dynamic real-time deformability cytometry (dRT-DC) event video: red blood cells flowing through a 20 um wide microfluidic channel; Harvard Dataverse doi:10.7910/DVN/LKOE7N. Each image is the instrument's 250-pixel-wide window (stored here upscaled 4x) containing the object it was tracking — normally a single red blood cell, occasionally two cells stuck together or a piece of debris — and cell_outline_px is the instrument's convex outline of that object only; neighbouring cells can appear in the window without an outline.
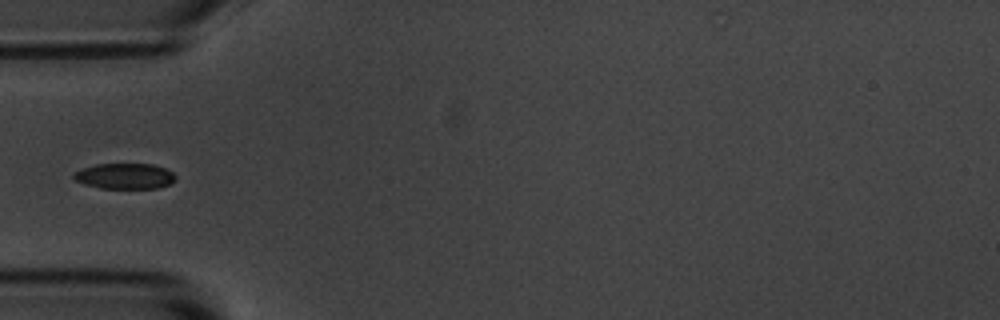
{"species": "common noctule bat (a hibernating species)", "species_latin": "Nyctalus noctula", "temperature_condition": "room temperature", "stored_images_in_passage": 7, "camera_frame_rate_fps": 3000, "um_per_image_px": 0.085, "animal": {"sex": "male", "body_mass_g": 20.1, "forearm_length_mm": 53.5}, "frame": {"image": 1, "passage_image": 4, "time_ms": 4.333, "image_size_px": [1000, 320], "cell_outline_px": [[176, 180], [172, 184], [160, 188], [100, 188], [84, 184], [76, 180], [72, 176], [72, 172], [96, 164], [152, 164], [164, 168], [172, 172], [176, 176]], "centroid_in_image_um": [10.63, 14.97], "position_along_channel_um": 74.4, "area_um2": 15.32}}
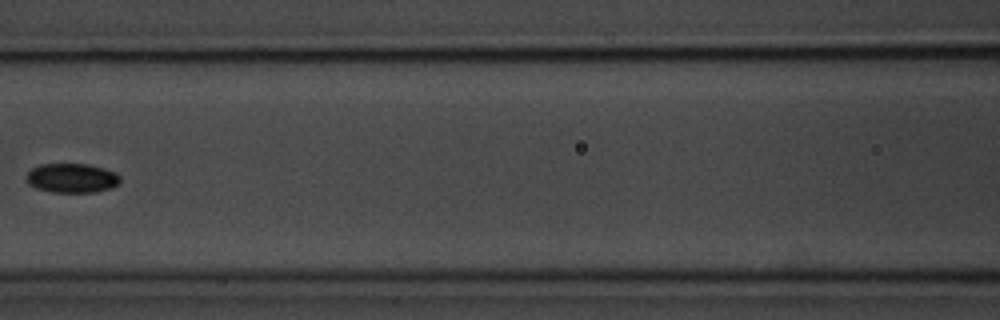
{"frame": {"image": 2, "passage_image": 6, "time_ms": 6.667, "image_size_px": [1000, 320], "cell_outline_px": [[120, 180], [112, 188], [96, 192], [52, 192], [36, 188], [28, 184], [24, 180], [24, 176], [32, 168], [40, 164], [88, 164], [104, 168], [116, 172], [120, 176]], "centroid_in_image_um": [6.07, 15.13], "position_along_channel_um": 160.5, "area_um2": 16.24}}
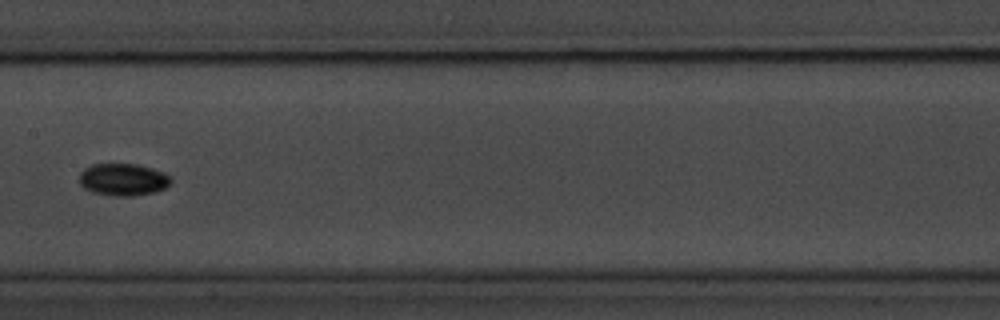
{"frame": {"image": 3, "passage_image": 7, "time_ms": 7.667, "image_size_px": [1000, 320], "cell_outline_px": [[172, 180], [164, 188], [156, 192], [132, 196], [116, 196], [92, 192], [84, 188], [80, 184], [80, 172], [84, 168], [92, 164], [136, 164], [152, 168], [164, 172]], "centroid_in_image_um": [10.45, 15.26], "position_along_channel_um": 197.0, "area_um2": 17.17}}